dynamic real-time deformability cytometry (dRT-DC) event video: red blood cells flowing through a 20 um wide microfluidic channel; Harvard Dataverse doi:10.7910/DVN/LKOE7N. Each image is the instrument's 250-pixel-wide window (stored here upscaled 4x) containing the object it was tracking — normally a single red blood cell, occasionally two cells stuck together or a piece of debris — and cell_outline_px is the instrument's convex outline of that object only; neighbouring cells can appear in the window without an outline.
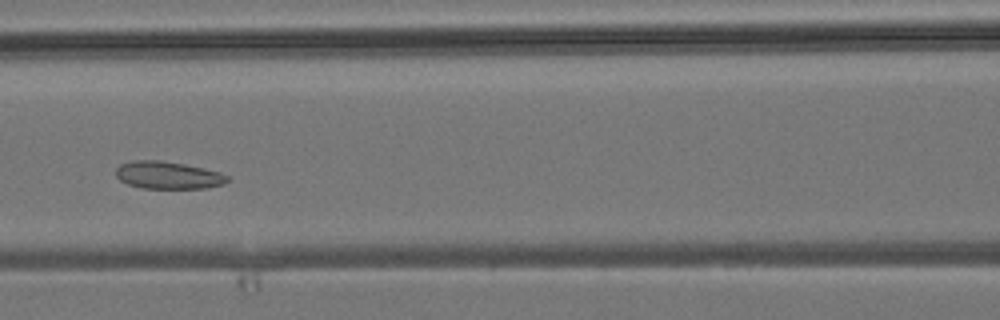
{"species": "common noctule bat (a hibernating species)", "species_latin": "Nyctalus noctula", "temperature_condition": "room temperature", "stored_images_in_passage": 4, "camera_frame_rate_fps": 3000, "um_per_image_px": 0.085, "animal": {"sex": "male", "body_mass_g": 19.2, "forearm_length_mm": 51.8}, "frame": {"image": 1, "passage_image": 4, "time_ms": 3.333, "image_size_px": [1000, 320], "cell_outline_px": [[228, 180], [224, 184], [208, 188], [140, 188], [128, 184], [120, 180], [116, 176], [116, 168], [120, 164], [132, 160], [160, 160], [184, 164], [204, 168], [220, 172], [228, 176]], "centroid_in_image_um": [14.27, 14.89], "position_along_channel_um": 152.3, "area_um2": 17.92}}